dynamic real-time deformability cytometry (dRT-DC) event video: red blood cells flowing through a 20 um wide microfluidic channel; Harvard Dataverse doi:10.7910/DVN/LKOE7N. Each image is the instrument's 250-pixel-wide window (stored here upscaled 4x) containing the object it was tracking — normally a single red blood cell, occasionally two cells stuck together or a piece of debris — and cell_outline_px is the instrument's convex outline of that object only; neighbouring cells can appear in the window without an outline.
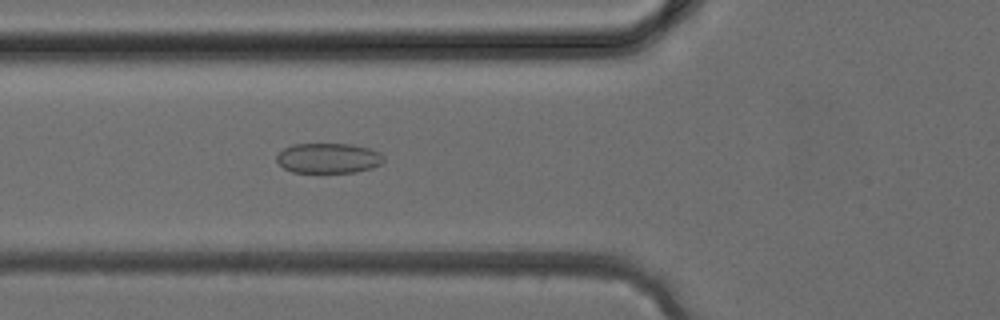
{"species": "common noctule bat (a hibernating species)", "species_latin": "Nyctalus noctula", "temperature_condition": "cold", "stored_images_in_passage": 38, "camera_frame_rate_fps": 3000, "um_per_image_px": 0.085, "animal": {"sex": "female", "body_mass_g": 24.6, "forearm_length_mm": 56.2}, "frame": {"image": 1, "passage_image": 14, "time_ms": 4.333, "image_size_px": [1000, 320], "cell_outline_px": [[384, 160], [380, 164], [372, 168], [356, 172], [292, 172], [284, 168], [276, 160], [276, 156], [284, 148], [292, 144], [352, 144], [368, 148], [380, 152], [384, 156]], "centroid_in_image_um": [27.92, 13.44], "position_along_channel_um": 97.9, "area_um2": 18.79}}
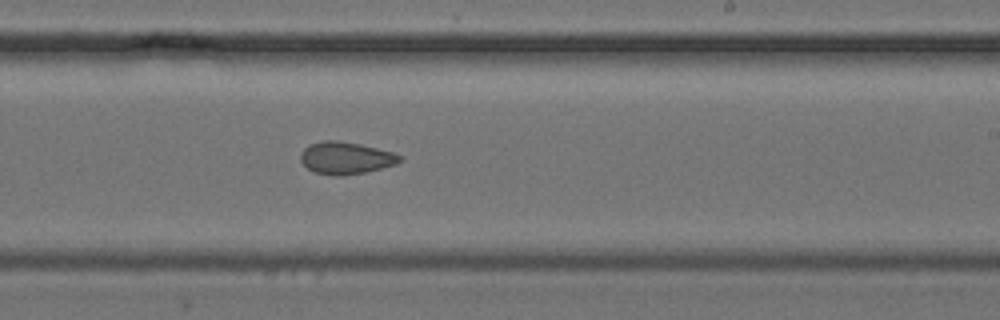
{"frame": {"image": 2, "passage_image": 23, "time_ms": 7.333, "image_size_px": [1000, 320], "cell_outline_px": [[400, 160], [396, 164], [364, 172], [344, 176], [332, 176], [316, 172], [308, 168], [300, 160], [300, 152], [308, 144], [324, 140], [336, 140], [360, 144], [392, 152], [400, 156]], "centroid_in_image_um": [29.33, 13.42], "position_along_channel_um": 259.7, "area_um2": 18.5}}
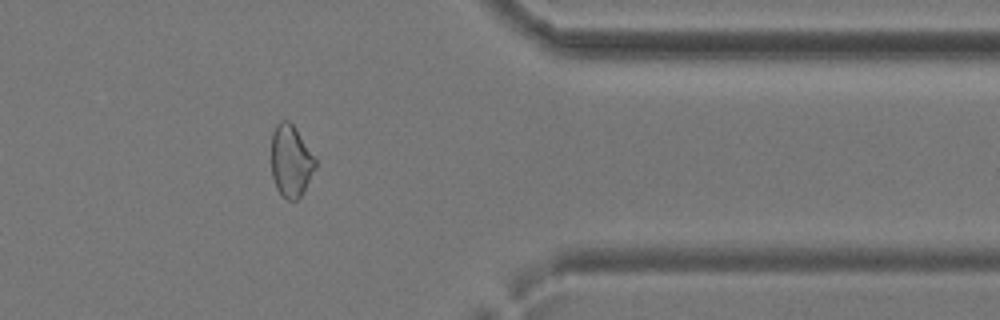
{"frame": {"image": 3, "passage_image": 31, "time_ms": 10.0, "image_size_px": [1000, 320], "cell_outline_px": [[316, 168], [300, 196], [296, 200], [288, 200], [276, 188], [272, 176], [272, 132], [276, 124], [280, 120], [288, 120], [296, 128], [316, 160]], "centroid_in_image_um": [24.71, 13.66], "position_along_channel_um": 386.7, "area_um2": 18.26}}